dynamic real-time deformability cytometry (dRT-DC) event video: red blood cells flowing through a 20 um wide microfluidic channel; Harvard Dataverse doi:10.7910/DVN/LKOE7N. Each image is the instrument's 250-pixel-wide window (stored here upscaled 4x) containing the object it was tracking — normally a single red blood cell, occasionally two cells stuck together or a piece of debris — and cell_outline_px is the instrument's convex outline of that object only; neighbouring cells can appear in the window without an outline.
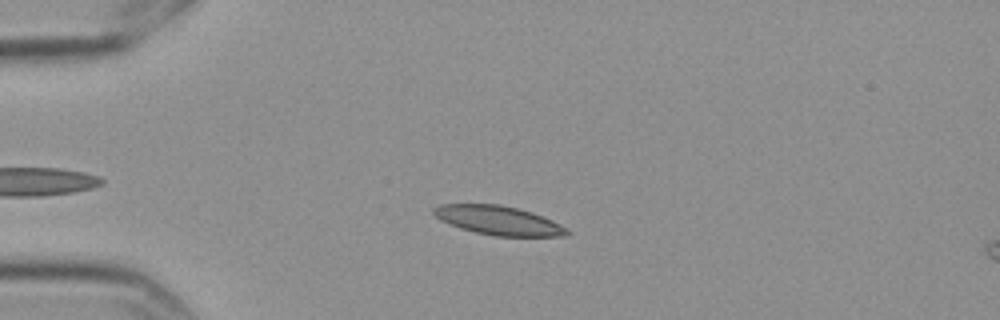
{"species": "Egyptian fruit bat (a non-hibernating species)", "species_latin": "Rousettus aegyptiacus", "temperature_condition": "cold", "stored_images_in_passage": 2, "camera_frame_rate_fps": 3000, "um_per_image_px": 0.085, "frame": {"image": 1, "passage_image": 1, "time_ms": 0.0, "image_size_px": [1000, 320], "cell_outline_px": [[572, 232], [568, 236], [496, 236], [476, 232], [460, 228], [440, 220], [432, 212], [432, 208], [440, 204], [500, 204], [532, 212], [552, 220], [568, 228]], "centroid_in_image_um": [42.39, 18.73], "position_along_channel_um": 42.6, "area_um2": 22.6}}